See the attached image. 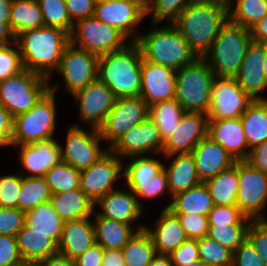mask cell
I'll return each mask as SVG.
<instances>
[{
  "instance_id": "52",
  "label": "cell",
  "mask_w": 267,
  "mask_h": 266,
  "mask_svg": "<svg viewBox=\"0 0 267 266\" xmlns=\"http://www.w3.org/2000/svg\"><path fill=\"white\" fill-rule=\"evenodd\" d=\"M25 222L26 212L19 208L0 207V235L16 237Z\"/></svg>"
},
{
  "instance_id": "55",
  "label": "cell",
  "mask_w": 267,
  "mask_h": 266,
  "mask_svg": "<svg viewBox=\"0 0 267 266\" xmlns=\"http://www.w3.org/2000/svg\"><path fill=\"white\" fill-rule=\"evenodd\" d=\"M232 266H265L259 253L246 239L234 252Z\"/></svg>"
},
{
  "instance_id": "8",
  "label": "cell",
  "mask_w": 267,
  "mask_h": 266,
  "mask_svg": "<svg viewBox=\"0 0 267 266\" xmlns=\"http://www.w3.org/2000/svg\"><path fill=\"white\" fill-rule=\"evenodd\" d=\"M49 79L27 69L0 81V103L15 117L29 111L49 90Z\"/></svg>"
},
{
  "instance_id": "43",
  "label": "cell",
  "mask_w": 267,
  "mask_h": 266,
  "mask_svg": "<svg viewBox=\"0 0 267 266\" xmlns=\"http://www.w3.org/2000/svg\"><path fill=\"white\" fill-rule=\"evenodd\" d=\"M42 11L45 26L57 27L71 34V21L65 0H36Z\"/></svg>"
},
{
  "instance_id": "28",
  "label": "cell",
  "mask_w": 267,
  "mask_h": 266,
  "mask_svg": "<svg viewBox=\"0 0 267 266\" xmlns=\"http://www.w3.org/2000/svg\"><path fill=\"white\" fill-rule=\"evenodd\" d=\"M131 224H126L113 219L95 215L93 222L95 242L103 249L121 250L138 230L144 229V225L135 228Z\"/></svg>"
},
{
  "instance_id": "40",
  "label": "cell",
  "mask_w": 267,
  "mask_h": 266,
  "mask_svg": "<svg viewBox=\"0 0 267 266\" xmlns=\"http://www.w3.org/2000/svg\"><path fill=\"white\" fill-rule=\"evenodd\" d=\"M236 6H228V20L250 29L267 15V0H236Z\"/></svg>"
},
{
  "instance_id": "57",
  "label": "cell",
  "mask_w": 267,
  "mask_h": 266,
  "mask_svg": "<svg viewBox=\"0 0 267 266\" xmlns=\"http://www.w3.org/2000/svg\"><path fill=\"white\" fill-rule=\"evenodd\" d=\"M71 21L92 17L96 7L95 0H65Z\"/></svg>"
},
{
  "instance_id": "51",
  "label": "cell",
  "mask_w": 267,
  "mask_h": 266,
  "mask_svg": "<svg viewBox=\"0 0 267 266\" xmlns=\"http://www.w3.org/2000/svg\"><path fill=\"white\" fill-rule=\"evenodd\" d=\"M251 220L237 206H214L208 215L209 225L250 224Z\"/></svg>"
},
{
  "instance_id": "68",
  "label": "cell",
  "mask_w": 267,
  "mask_h": 266,
  "mask_svg": "<svg viewBox=\"0 0 267 266\" xmlns=\"http://www.w3.org/2000/svg\"><path fill=\"white\" fill-rule=\"evenodd\" d=\"M14 266H36V263L30 261H22L21 263Z\"/></svg>"
},
{
  "instance_id": "65",
  "label": "cell",
  "mask_w": 267,
  "mask_h": 266,
  "mask_svg": "<svg viewBox=\"0 0 267 266\" xmlns=\"http://www.w3.org/2000/svg\"><path fill=\"white\" fill-rule=\"evenodd\" d=\"M13 0H0V19L2 22L10 21V10Z\"/></svg>"
},
{
  "instance_id": "45",
  "label": "cell",
  "mask_w": 267,
  "mask_h": 266,
  "mask_svg": "<svg viewBox=\"0 0 267 266\" xmlns=\"http://www.w3.org/2000/svg\"><path fill=\"white\" fill-rule=\"evenodd\" d=\"M249 224L209 225L207 236L235 251L246 239Z\"/></svg>"
},
{
  "instance_id": "39",
  "label": "cell",
  "mask_w": 267,
  "mask_h": 266,
  "mask_svg": "<svg viewBox=\"0 0 267 266\" xmlns=\"http://www.w3.org/2000/svg\"><path fill=\"white\" fill-rule=\"evenodd\" d=\"M51 191L44 177L23 176L18 199V208L28 212L38 204L50 201Z\"/></svg>"
},
{
  "instance_id": "26",
  "label": "cell",
  "mask_w": 267,
  "mask_h": 266,
  "mask_svg": "<svg viewBox=\"0 0 267 266\" xmlns=\"http://www.w3.org/2000/svg\"><path fill=\"white\" fill-rule=\"evenodd\" d=\"M113 190L101 198L94 205H99L102 212H93V214L120 221L126 224H132V221L137 220L142 214V205L138 201L139 198L132 192Z\"/></svg>"
},
{
  "instance_id": "48",
  "label": "cell",
  "mask_w": 267,
  "mask_h": 266,
  "mask_svg": "<svg viewBox=\"0 0 267 266\" xmlns=\"http://www.w3.org/2000/svg\"><path fill=\"white\" fill-rule=\"evenodd\" d=\"M9 45L0 47V81L14 76L24 70L20 49L15 41L13 48Z\"/></svg>"
},
{
  "instance_id": "29",
  "label": "cell",
  "mask_w": 267,
  "mask_h": 266,
  "mask_svg": "<svg viewBox=\"0 0 267 266\" xmlns=\"http://www.w3.org/2000/svg\"><path fill=\"white\" fill-rule=\"evenodd\" d=\"M16 239L23 261L37 263L58 253V245L48 234L34 232L26 224L19 230Z\"/></svg>"
},
{
  "instance_id": "64",
  "label": "cell",
  "mask_w": 267,
  "mask_h": 266,
  "mask_svg": "<svg viewBox=\"0 0 267 266\" xmlns=\"http://www.w3.org/2000/svg\"><path fill=\"white\" fill-rule=\"evenodd\" d=\"M13 38L14 42L10 41L8 38ZM16 41V36L10 28V22H2L0 19V47L14 44Z\"/></svg>"
},
{
  "instance_id": "25",
  "label": "cell",
  "mask_w": 267,
  "mask_h": 266,
  "mask_svg": "<svg viewBox=\"0 0 267 266\" xmlns=\"http://www.w3.org/2000/svg\"><path fill=\"white\" fill-rule=\"evenodd\" d=\"M89 217L63 222L58 253L75 260L95 244L93 222Z\"/></svg>"
},
{
  "instance_id": "56",
  "label": "cell",
  "mask_w": 267,
  "mask_h": 266,
  "mask_svg": "<svg viewBox=\"0 0 267 266\" xmlns=\"http://www.w3.org/2000/svg\"><path fill=\"white\" fill-rule=\"evenodd\" d=\"M173 266H184L199 260V251L196 239H187L175 251L169 254Z\"/></svg>"
},
{
  "instance_id": "41",
  "label": "cell",
  "mask_w": 267,
  "mask_h": 266,
  "mask_svg": "<svg viewBox=\"0 0 267 266\" xmlns=\"http://www.w3.org/2000/svg\"><path fill=\"white\" fill-rule=\"evenodd\" d=\"M44 178L51 193L80 189V171L64 161L49 169Z\"/></svg>"
},
{
  "instance_id": "32",
  "label": "cell",
  "mask_w": 267,
  "mask_h": 266,
  "mask_svg": "<svg viewBox=\"0 0 267 266\" xmlns=\"http://www.w3.org/2000/svg\"><path fill=\"white\" fill-rule=\"evenodd\" d=\"M214 206L209 190L202 182L186 191L177 193L165 209H170L173 213H193L208 216Z\"/></svg>"
},
{
  "instance_id": "27",
  "label": "cell",
  "mask_w": 267,
  "mask_h": 266,
  "mask_svg": "<svg viewBox=\"0 0 267 266\" xmlns=\"http://www.w3.org/2000/svg\"><path fill=\"white\" fill-rule=\"evenodd\" d=\"M144 228L150 234L158 255L171 254L188 239L177 216L170 209H163L155 230Z\"/></svg>"
},
{
  "instance_id": "6",
  "label": "cell",
  "mask_w": 267,
  "mask_h": 266,
  "mask_svg": "<svg viewBox=\"0 0 267 266\" xmlns=\"http://www.w3.org/2000/svg\"><path fill=\"white\" fill-rule=\"evenodd\" d=\"M214 77V72L202 57L176 71L175 99L185 112L207 114Z\"/></svg>"
},
{
  "instance_id": "22",
  "label": "cell",
  "mask_w": 267,
  "mask_h": 266,
  "mask_svg": "<svg viewBox=\"0 0 267 266\" xmlns=\"http://www.w3.org/2000/svg\"><path fill=\"white\" fill-rule=\"evenodd\" d=\"M20 146V161L31 173L29 177H44L46 172L62 161L61 145L49 139Z\"/></svg>"
},
{
  "instance_id": "1",
  "label": "cell",
  "mask_w": 267,
  "mask_h": 266,
  "mask_svg": "<svg viewBox=\"0 0 267 266\" xmlns=\"http://www.w3.org/2000/svg\"><path fill=\"white\" fill-rule=\"evenodd\" d=\"M227 21L226 4L195 0L172 24L179 30L197 57H203Z\"/></svg>"
},
{
  "instance_id": "23",
  "label": "cell",
  "mask_w": 267,
  "mask_h": 266,
  "mask_svg": "<svg viewBox=\"0 0 267 266\" xmlns=\"http://www.w3.org/2000/svg\"><path fill=\"white\" fill-rule=\"evenodd\" d=\"M191 154L195 159L198 176L203 183L236 162L223 146L208 136L195 146Z\"/></svg>"
},
{
  "instance_id": "47",
  "label": "cell",
  "mask_w": 267,
  "mask_h": 266,
  "mask_svg": "<svg viewBox=\"0 0 267 266\" xmlns=\"http://www.w3.org/2000/svg\"><path fill=\"white\" fill-rule=\"evenodd\" d=\"M128 185L129 189L132 190V192L140 197L145 198H155L159 195H162V193H165L169 191V183L167 180V175L165 172V166L164 168L151 180L147 181H140V183H125Z\"/></svg>"
},
{
  "instance_id": "61",
  "label": "cell",
  "mask_w": 267,
  "mask_h": 266,
  "mask_svg": "<svg viewBox=\"0 0 267 266\" xmlns=\"http://www.w3.org/2000/svg\"><path fill=\"white\" fill-rule=\"evenodd\" d=\"M102 266H126L121 250L104 249Z\"/></svg>"
},
{
  "instance_id": "13",
  "label": "cell",
  "mask_w": 267,
  "mask_h": 266,
  "mask_svg": "<svg viewBox=\"0 0 267 266\" xmlns=\"http://www.w3.org/2000/svg\"><path fill=\"white\" fill-rule=\"evenodd\" d=\"M148 116L149 106L140 96L117 98L114 108L98 129L100 138L107 140L111 147L126 131Z\"/></svg>"
},
{
  "instance_id": "20",
  "label": "cell",
  "mask_w": 267,
  "mask_h": 266,
  "mask_svg": "<svg viewBox=\"0 0 267 266\" xmlns=\"http://www.w3.org/2000/svg\"><path fill=\"white\" fill-rule=\"evenodd\" d=\"M176 71L148 60L141 61L140 97L148 106L175 99Z\"/></svg>"
},
{
  "instance_id": "50",
  "label": "cell",
  "mask_w": 267,
  "mask_h": 266,
  "mask_svg": "<svg viewBox=\"0 0 267 266\" xmlns=\"http://www.w3.org/2000/svg\"><path fill=\"white\" fill-rule=\"evenodd\" d=\"M188 239H200L207 236L209 229L208 216L193 213H174Z\"/></svg>"
},
{
  "instance_id": "9",
  "label": "cell",
  "mask_w": 267,
  "mask_h": 266,
  "mask_svg": "<svg viewBox=\"0 0 267 266\" xmlns=\"http://www.w3.org/2000/svg\"><path fill=\"white\" fill-rule=\"evenodd\" d=\"M125 39L127 38L115 27L94 16L75 21L70 34V43L73 46L79 44L77 48L98 56L123 48L126 45Z\"/></svg>"
},
{
  "instance_id": "31",
  "label": "cell",
  "mask_w": 267,
  "mask_h": 266,
  "mask_svg": "<svg viewBox=\"0 0 267 266\" xmlns=\"http://www.w3.org/2000/svg\"><path fill=\"white\" fill-rule=\"evenodd\" d=\"M50 203L63 221L90 217L95 206L81 189L52 193Z\"/></svg>"
},
{
  "instance_id": "14",
  "label": "cell",
  "mask_w": 267,
  "mask_h": 266,
  "mask_svg": "<svg viewBox=\"0 0 267 266\" xmlns=\"http://www.w3.org/2000/svg\"><path fill=\"white\" fill-rule=\"evenodd\" d=\"M123 162L109 147L108 151L90 168L80 171V189L95 203L113 191L114 180L123 176ZM121 174V175H120Z\"/></svg>"
},
{
  "instance_id": "54",
  "label": "cell",
  "mask_w": 267,
  "mask_h": 266,
  "mask_svg": "<svg viewBox=\"0 0 267 266\" xmlns=\"http://www.w3.org/2000/svg\"><path fill=\"white\" fill-rule=\"evenodd\" d=\"M22 261L16 237L0 235V266H14Z\"/></svg>"
},
{
  "instance_id": "30",
  "label": "cell",
  "mask_w": 267,
  "mask_h": 266,
  "mask_svg": "<svg viewBox=\"0 0 267 266\" xmlns=\"http://www.w3.org/2000/svg\"><path fill=\"white\" fill-rule=\"evenodd\" d=\"M170 195L173 198L177 193L199 185L201 182L191 153L177 154L171 165L166 169Z\"/></svg>"
},
{
  "instance_id": "62",
  "label": "cell",
  "mask_w": 267,
  "mask_h": 266,
  "mask_svg": "<svg viewBox=\"0 0 267 266\" xmlns=\"http://www.w3.org/2000/svg\"><path fill=\"white\" fill-rule=\"evenodd\" d=\"M36 266H75V261L56 253L36 263Z\"/></svg>"
},
{
  "instance_id": "34",
  "label": "cell",
  "mask_w": 267,
  "mask_h": 266,
  "mask_svg": "<svg viewBox=\"0 0 267 266\" xmlns=\"http://www.w3.org/2000/svg\"><path fill=\"white\" fill-rule=\"evenodd\" d=\"M240 119L249 149L267 140V100H253Z\"/></svg>"
},
{
  "instance_id": "2",
  "label": "cell",
  "mask_w": 267,
  "mask_h": 266,
  "mask_svg": "<svg viewBox=\"0 0 267 266\" xmlns=\"http://www.w3.org/2000/svg\"><path fill=\"white\" fill-rule=\"evenodd\" d=\"M24 69L50 78L57 69L64 49L70 44V34L57 27L42 26L20 33L16 37Z\"/></svg>"
},
{
  "instance_id": "5",
  "label": "cell",
  "mask_w": 267,
  "mask_h": 266,
  "mask_svg": "<svg viewBox=\"0 0 267 266\" xmlns=\"http://www.w3.org/2000/svg\"><path fill=\"white\" fill-rule=\"evenodd\" d=\"M251 40L250 29L228 20L202 58L208 63L215 76L235 77Z\"/></svg>"
},
{
  "instance_id": "18",
  "label": "cell",
  "mask_w": 267,
  "mask_h": 266,
  "mask_svg": "<svg viewBox=\"0 0 267 266\" xmlns=\"http://www.w3.org/2000/svg\"><path fill=\"white\" fill-rule=\"evenodd\" d=\"M164 142L154 122L147 117L126 131L109 149L118 157L142 156L148 152H163Z\"/></svg>"
},
{
  "instance_id": "12",
  "label": "cell",
  "mask_w": 267,
  "mask_h": 266,
  "mask_svg": "<svg viewBox=\"0 0 267 266\" xmlns=\"http://www.w3.org/2000/svg\"><path fill=\"white\" fill-rule=\"evenodd\" d=\"M99 56L71 43L64 49L56 71L62 73L65 88L72 95L98 79Z\"/></svg>"
},
{
  "instance_id": "4",
  "label": "cell",
  "mask_w": 267,
  "mask_h": 266,
  "mask_svg": "<svg viewBox=\"0 0 267 266\" xmlns=\"http://www.w3.org/2000/svg\"><path fill=\"white\" fill-rule=\"evenodd\" d=\"M142 59L169 67L175 71L192 63L197 55L179 30L171 26L153 29L137 37Z\"/></svg>"
},
{
  "instance_id": "60",
  "label": "cell",
  "mask_w": 267,
  "mask_h": 266,
  "mask_svg": "<svg viewBox=\"0 0 267 266\" xmlns=\"http://www.w3.org/2000/svg\"><path fill=\"white\" fill-rule=\"evenodd\" d=\"M246 161L254 168L267 173V140L250 149Z\"/></svg>"
},
{
  "instance_id": "21",
  "label": "cell",
  "mask_w": 267,
  "mask_h": 266,
  "mask_svg": "<svg viewBox=\"0 0 267 266\" xmlns=\"http://www.w3.org/2000/svg\"><path fill=\"white\" fill-rule=\"evenodd\" d=\"M266 50V42L252 39L240 69L235 76L241 89L252 100H267V98L258 96V93L267 87V79L264 72Z\"/></svg>"
},
{
  "instance_id": "37",
  "label": "cell",
  "mask_w": 267,
  "mask_h": 266,
  "mask_svg": "<svg viewBox=\"0 0 267 266\" xmlns=\"http://www.w3.org/2000/svg\"><path fill=\"white\" fill-rule=\"evenodd\" d=\"M185 111L176 99L161 101L149 106V118L161 133L163 142L177 129Z\"/></svg>"
},
{
  "instance_id": "53",
  "label": "cell",
  "mask_w": 267,
  "mask_h": 266,
  "mask_svg": "<svg viewBox=\"0 0 267 266\" xmlns=\"http://www.w3.org/2000/svg\"><path fill=\"white\" fill-rule=\"evenodd\" d=\"M247 239L267 266V219L251 220L247 230Z\"/></svg>"
},
{
  "instance_id": "49",
  "label": "cell",
  "mask_w": 267,
  "mask_h": 266,
  "mask_svg": "<svg viewBox=\"0 0 267 266\" xmlns=\"http://www.w3.org/2000/svg\"><path fill=\"white\" fill-rule=\"evenodd\" d=\"M22 175H5L0 177V207L18 208Z\"/></svg>"
},
{
  "instance_id": "16",
  "label": "cell",
  "mask_w": 267,
  "mask_h": 266,
  "mask_svg": "<svg viewBox=\"0 0 267 266\" xmlns=\"http://www.w3.org/2000/svg\"><path fill=\"white\" fill-rule=\"evenodd\" d=\"M95 18L115 27L126 38L136 41L133 29L146 17V6L142 0H114L96 3ZM133 36V37H132Z\"/></svg>"
},
{
  "instance_id": "71",
  "label": "cell",
  "mask_w": 267,
  "mask_h": 266,
  "mask_svg": "<svg viewBox=\"0 0 267 266\" xmlns=\"http://www.w3.org/2000/svg\"><path fill=\"white\" fill-rule=\"evenodd\" d=\"M96 3H101V2H105V1H114V0H95Z\"/></svg>"
},
{
  "instance_id": "69",
  "label": "cell",
  "mask_w": 267,
  "mask_h": 266,
  "mask_svg": "<svg viewBox=\"0 0 267 266\" xmlns=\"http://www.w3.org/2000/svg\"><path fill=\"white\" fill-rule=\"evenodd\" d=\"M201 1H215V2H220V3L226 4L227 6L233 4L230 0H201Z\"/></svg>"
},
{
  "instance_id": "67",
  "label": "cell",
  "mask_w": 267,
  "mask_h": 266,
  "mask_svg": "<svg viewBox=\"0 0 267 266\" xmlns=\"http://www.w3.org/2000/svg\"><path fill=\"white\" fill-rule=\"evenodd\" d=\"M184 266H209V265H207L205 262H203L202 260L199 259V260H196L192 263L186 264Z\"/></svg>"
},
{
  "instance_id": "66",
  "label": "cell",
  "mask_w": 267,
  "mask_h": 266,
  "mask_svg": "<svg viewBox=\"0 0 267 266\" xmlns=\"http://www.w3.org/2000/svg\"><path fill=\"white\" fill-rule=\"evenodd\" d=\"M149 266H173L169 255H156Z\"/></svg>"
},
{
  "instance_id": "11",
  "label": "cell",
  "mask_w": 267,
  "mask_h": 266,
  "mask_svg": "<svg viewBox=\"0 0 267 266\" xmlns=\"http://www.w3.org/2000/svg\"><path fill=\"white\" fill-rule=\"evenodd\" d=\"M252 101L235 77L215 76L207 115L209 120L235 119L241 117Z\"/></svg>"
},
{
  "instance_id": "15",
  "label": "cell",
  "mask_w": 267,
  "mask_h": 266,
  "mask_svg": "<svg viewBox=\"0 0 267 266\" xmlns=\"http://www.w3.org/2000/svg\"><path fill=\"white\" fill-rule=\"evenodd\" d=\"M101 140L98 129L92 128L88 133L77 125L71 126L65 149L61 146L62 161L79 171L90 168L108 151L100 148Z\"/></svg>"
},
{
  "instance_id": "38",
  "label": "cell",
  "mask_w": 267,
  "mask_h": 266,
  "mask_svg": "<svg viewBox=\"0 0 267 266\" xmlns=\"http://www.w3.org/2000/svg\"><path fill=\"white\" fill-rule=\"evenodd\" d=\"M121 251L126 266H149L157 255L152 238L145 228L138 230Z\"/></svg>"
},
{
  "instance_id": "46",
  "label": "cell",
  "mask_w": 267,
  "mask_h": 266,
  "mask_svg": "<svg viewBox=\"0 0 267 266\" xmlns=\"http://www.w3.org/2000/svg\"><path fill=\"white\" fill-rule=\"evenodd\" d=\"M194 1L195 0H148L145 4L146 15L152 14L154 26L164 19L173 23L181 12Z\"/></svg>"
},
{
  "instance_id": "24",
  "label": "cell",
  "mask_w": 267,
  "mask_h": 266,
  "mask_svg": "<svg viewBox=\"0 0 267 266\" xmlns=\"http://www.w3.org/2000/svg\"><path fill=\"white\" fill-rule=\"evenodd\" d=\"M208 137L223 146L236 161L246 160L249 156L250 149L247 145L240 117L209 120Z\"/></svg>"
},
{
  "instance_id": "44",
  "label": "cell",
  "mask_w": 267,
  "mask_h": 266,
  "mask_svg": "<svg viewBox=\"0 0 267 266\" xmlns=\"http://www.w3.org/2000/svg\"><path fill=\"white\" fill-rule=\"evenodd\" d=\"M200 260L209 266H232L233 251L208 236L197 239Z\"/></svg>"
},
{
  "instance_id": "70",
  "label": "cell",
  "mask_w": 267,
  "mask_h": 266,
  "mask_svg": "<svg viewBox=\"0 0 267 266\" xmlns=\"http://www.w3.org/2000/svg\"><path fill=\"white\" fill-rule=\"evenodd\" d=\"M264 72H265V76L267 79V50H266L265 62H264Z\"/></svg>"
},
{
  "instance_id": "19",
  "label": "cell",
  "mask_w": 267,
  "mask_h": 266,
  "mask_svg": "<svg viewBox=\"0 0 267 266\" xmlns=\"http://www.w3.org/2000/svg\"><path fill=\"white\" fill-rule=\"evenodd\" d=\"M209 117L201 112H185L174 133L164 141L166 157L192 153L195 146L208 136Z\"/></svg>"
},
{
  "instance_id": "3",
  "label": "cell",
  "mask_w": 267,
  "mask_h": 266,
  "mask_svg": "<svg viewBox=\"0 0 267 266\" xmlns=\"http://www.w3.org/2000/svg\"><path fill=\"white\" fill-rule=\"evenodd\" d=\"M142 54L135 41L99 56L98 79L117 98L140 96Z\"/></svg>"
},
{
  "instance_id": "42",
  "label": "cell",
  "mask_w": 267,
  "mask_h": 266,
  "mask_svg": "<svg viewBox=\"0 0 267 266\" xmlns=\"http://www.w3.org/2000/svg\"><path fill=\"white\" fill-rule=\"evenodd\" d=\"M131 163L124 169L123 177L126 183H140L153 179L163 168L164 165L158 159L148 158L145 156H131Z\"/></svg>"
},
{
  "instance_id": "58",
  "label": "cell",
  "mask_w": 267,
  "mask_h": 266,
  "mask_svg": "<svg viewBox=\"0 0 267 266\" xmlns=\"http://www.w3.org/2000/svg\"><path fill=\"white\" fill-rule=\"evenodd\" d=\"M14 117L0 103V146L12 145Z\"/></svg>"
},
{
  "instance_id": "33",
  "label": "cell",
  "mask_w": 267,
  "mask_h": 266,
  "mask_svg": "<svg viewBox=\"0 0 267 266\" xmlns=\"http://www.w3.org/2000/svg\"><path fill=\"white\" fill-rule=\"evenodd\" d=\"M204 184L208 188L215 206H237L238 161L231 167L222 170L214 178L206 180Z\"/></svg>"
},
{
  "instance_id": "36",
  "label": "cell",
  "mask_w": 267,
  "mask_h": 266,
  "mask_svg": "<svg viewBox=\"0 0 267 266\" xmlns=\"http://www.w3.org/2000/svg\"><path fill=\"white\" fill-rule=\"evenodd\" d=\"M9 22L16 37L24 31L45 26L41 8L36 0H13Z\"/></svg>"
},
{
  "instance_id": "59",
  "label": "cell",
  "mask_w": 267,
  "mask_h": 266,
  "mask_svg": "<svg viewBox=\"0 0 267 266\" xmlns=\"http://www.w3.org/2000/svg\"><path fill=\"white\" fill-rule=\"evenodd\" d=\"M104 249L95 243L76 258L75 266H102Z\"/></svg>"
},
{
  "instance_id": "35",
  "label": "cell",
  "mask_w": 267,
  "mask_h": 266,
  "mask_svg": "<svg viewBox=\"0 0 267 266\" xmlns=\"http://www.w3.org/2000/svg\"><path fill=\"white\" fill-rule=\"evenodd\" d=\"M63 220L53 209L50 201L38 204L32 210L26 212L25 224L34 232L48 234L57 245L62 234Z\"/></svg>"
},
{
  "instance_id": "7",
  "label": "cell",
  "mask_w": 267,
  "mask_h": 266,
  "mask_svg": "<svg viewBox=\"0 0 267 266\" xmlns=\"http://www.w3.org/2000/svg\"><path fill=\"white\" fill-rule=\"evenodd\" d=\"M55 87V88H54ZM49 90L29 111L14 117L12 145L31 144L53 138L56 124L55 90Z\"/></svg>"
},
{
  "instance_id": "10",
  "label": "cell",
  "mask_w": 267,
  "mask_h": 266,
  "mask_svg": "<svg viewBox=\"0 0 267 266\" xmlns=\"http://www.w3.org/2000/svg\"><path fill=\"white\" fill-rule=\"evenodd\" d=\"M238 177L237 207L252 220L265 219L262 210L267 202V173L239 160Z\"/></svg>"
},
{
  "instance_id": "63",
  "label": "cell",
  "mask_w": 267,
  "mask_h": 266,
  "mask_svg": "<svg viewBox=\"0 0 267 266\" xmlns=\"http://www.w3.org/2000/svg\"><path fill=\"white\" fill-rule=\"evenodd\" d=\"M252 39L267 43V15L250 28Z\"/></svg>"
},
{
  "instance_id": "17",
  "label": "cell",
  "mask_w": 267,
  "mask_h": 266,
  "mask_svg": "<svg viewBox=\"0 0 267 266\" xmlns=\"http://www.w3.org/2000/svg\"><path fill=\"white\" fill-rule=\"evenodd\" d=\"M73 96L79 104L80 119L95 129L103 125L117 101L114 92L99 79L78 90Z\"/></svg>"
}]
</instances>
